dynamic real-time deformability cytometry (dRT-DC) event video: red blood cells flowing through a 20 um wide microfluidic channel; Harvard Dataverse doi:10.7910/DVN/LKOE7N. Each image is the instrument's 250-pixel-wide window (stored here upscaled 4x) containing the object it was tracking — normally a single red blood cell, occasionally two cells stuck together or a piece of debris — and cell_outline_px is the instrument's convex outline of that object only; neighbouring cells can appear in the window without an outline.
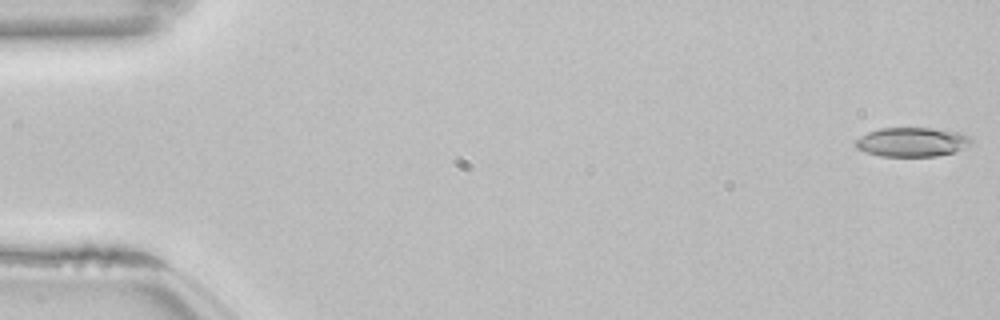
{"species": "common noctule bat (a hibernating species)", "species_latin": "Nyctalus noctula", "temperature_condition": "room temperature", "stored_images_in_passage": 54, "camera_frame_rate_fps": 3000, "um_per_image_px": 0.085, "animal": {"sex": "female", "body_mass_g": 22.7, "forearm_length_mm": 54.2}, "frame": {"image": 1, "passage_image": 1, "time_ms": 0.0, "image_size_px": [1000, 320], "cell_outline_px": [[972, 144], [952, 152], [936, 156], [880, 156], [864, 152], [856, 148], [852, 144], [852, 140], [868, 132], [880, 128], [932, 128], [960, 132], [968, 136], [972, 140]], "centroid_in_image_um": [77.45, 12.07], "position_along_channel_um": 7.6, "area_um2": 19.88}}
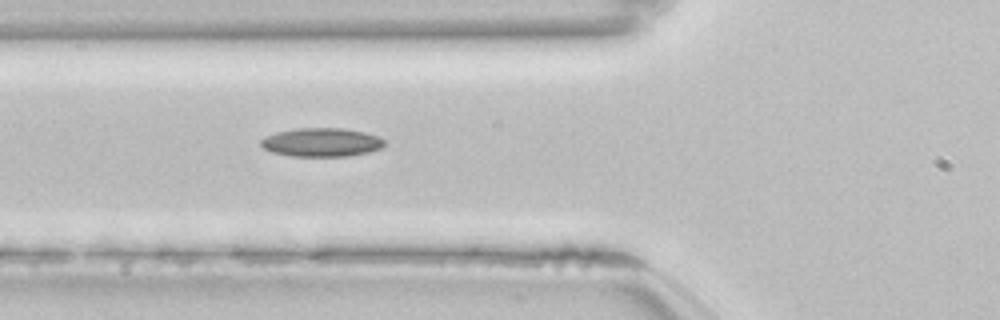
{"frame": {"image": 2, "passage_image": 20, "time_ms": 6.333, "image_size_px": [1000, 320], "cell_outline_px": [[384, 144], [380, 148], [368, 152], [344, 156], [292, 156], [272, 152], [264, 148], [260, 144], [260, 140], [276, 132], [300, 128], [344, 128], [364, 132], [380, 136], [384, 140]], "centroid_in_image_um": [27.34, 12.09], "position_along_channel_um": 98.5, "area_um2": 20.46}}
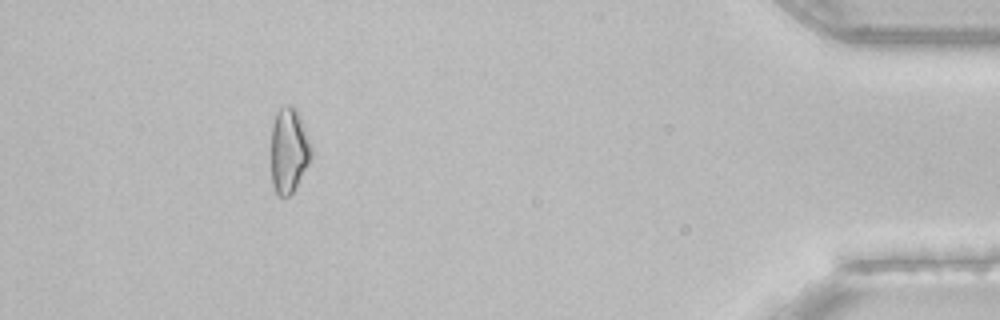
{"frame": {"image": 3, "passage_image": 49, "time_ms": 16.0, "image_size_px": [1000, 320], "cell_outline_px": [[312, 156], [296, 188], [288, 196], [276, 196], [272, 184], [272, 124], [276, 112], [280, 108], [288, 104], [292, 104], [296, 108], [300, 116], [312, 144]], "centroid_in_image_um": [24.57, 12.77], "position_along_channel_um": 410.6, "area_um2": 20.17}, "authors_computed_cell_mechanics": {"area_um2": 19.7098, "velocity_mm_per_s": 3.8577, "shape_relaxation_time_tau1_ms": null, "shape_relaxation_time_tau2_ms": 6.3965, "deformation_change_tau1": null, "deformation_change_tau2": 0.1405}}